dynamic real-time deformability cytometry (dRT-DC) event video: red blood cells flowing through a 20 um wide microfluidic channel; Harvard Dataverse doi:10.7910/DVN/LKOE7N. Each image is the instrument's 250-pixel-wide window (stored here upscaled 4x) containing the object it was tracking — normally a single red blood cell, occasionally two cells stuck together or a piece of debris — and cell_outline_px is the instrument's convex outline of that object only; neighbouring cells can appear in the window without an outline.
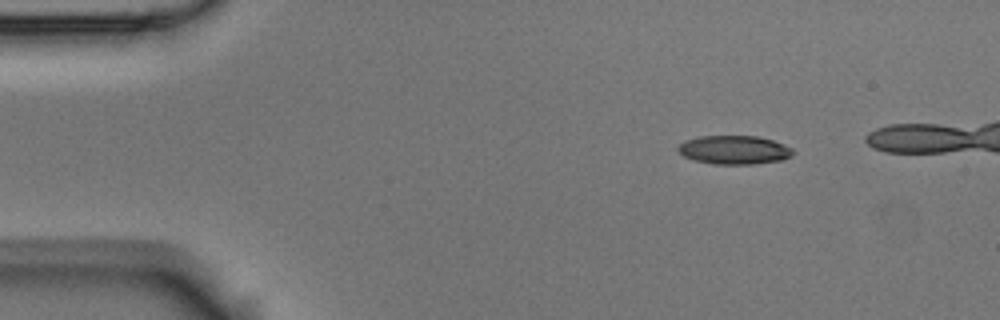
{"species": "Egyptian fruit bat (a non-hibernating species)", "species_latin": "Rousettus aegyptiacus", "temperature_condition": "room temperature", "stored_images_in_passage": 4, "camera_frame_rate_fps": 3000, "um_per_image_px": 0.085, "animal": {"sex": "male"}, "frame": {"image": 1, "passage_image": 1, "time_ms": 0.0, "image_size_px": [1000, 320], "cell_outline_px": [[796, 152], [792, 156], [780, 160], [752, 164], [716, 164], [692, 160], [684, 156], [676, 148], [684, 140], [700, 136], [756, 136], [772, 140], [784, 144], [792, 148]], "centroid_in_image_um": [62.41, 12.74], "position_along_channel_um": 22.6, "area_um2": 19.25}}